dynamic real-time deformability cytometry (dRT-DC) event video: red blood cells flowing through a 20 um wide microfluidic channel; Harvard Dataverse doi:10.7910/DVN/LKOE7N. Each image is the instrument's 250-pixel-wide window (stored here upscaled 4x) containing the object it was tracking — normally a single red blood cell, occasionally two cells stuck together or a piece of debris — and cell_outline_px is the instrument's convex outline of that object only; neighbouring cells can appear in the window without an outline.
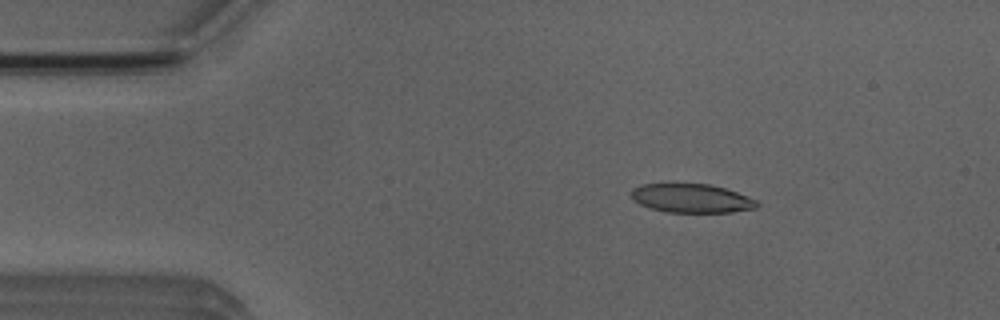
{"species": "Egyptian fruit bat (a non-hibernating species)", "species_latin": "Rousettus aegyptiacus", "temperature_condition": "room temperature", "stored_images_in_passage": 6, "camera_frame_rate_fps": 3000, "um_per_image_px": 0.085, "animal": {"sex": "male"}, "frame": {"image": 1, "passage_image": 2, "time_ms": 1.0, "image_size_px": [1000, 320], "cell_outline_px": [[760, 204], [756, 208], [732, 212], [668, 212], [652, 208], [640, 204], [632, 200], [628, 192], [632, 188], [644, 184], [708, 184], [724, 188], [736, 192], [756, 200]], "centroid_in_image_um": [58.74, 16.85], "position_along_channel_um": 26.3, "area_um2": 21.04}}
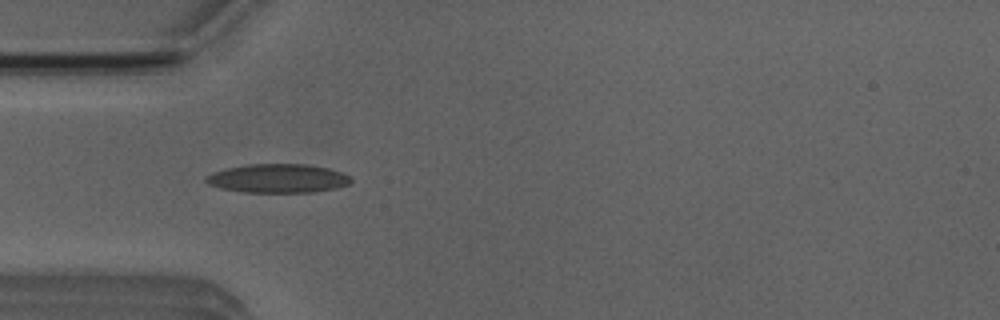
{"frame": {"image": 2, "passage_image": 4, "time_ms": 3.333, "image_size_px": [1000, 320], "cell_outline_px": [[352, 180], [348, 184], [336, 188], [312, 192], [240, 192], [220, 188], [208, 184], [204, 180], [212, 172], [228, 168], [248, 164], [308, 164], [328, 168], [344, 172]], "centroid_in_image_um": [23.62, 15.16], "position_along_channel_um": 61.4, "area_um2": 24.33}}